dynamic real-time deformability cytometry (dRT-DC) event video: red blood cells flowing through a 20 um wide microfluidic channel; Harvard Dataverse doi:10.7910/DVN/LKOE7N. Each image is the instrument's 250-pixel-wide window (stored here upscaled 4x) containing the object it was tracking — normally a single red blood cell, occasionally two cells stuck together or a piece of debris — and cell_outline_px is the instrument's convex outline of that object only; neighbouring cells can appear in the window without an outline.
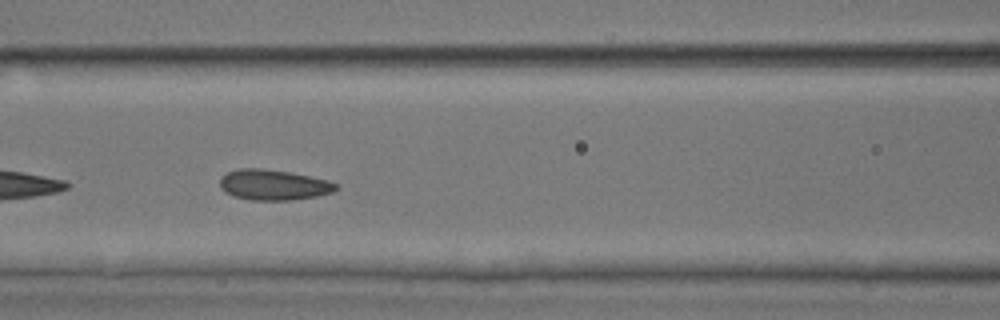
{"species": "common noctule bat (a hibernating species)", "species_latin": "Nyctalus noctula", "temperature_condition": "room temperature", "stored_images_in_passage": 31, "camera_frame_rate_fps": 3000, "um_per_image_px": 0.085, "animal": {"sex": "male", "body_mass_g": 17.9, "forearm_length_mm": 54.2}, "frame": {"image": 1, "passage_image": 22, "time_ms": 7.0, "image_size_px": [1000, 320], "cell_outline_px": [[340, 188], [332, 192], [316, 196], [292, 200], [252, 200], [232, 196], [224, 192], [220, 188], [220, 176], [236, 168], [260, 168], [288, 172], [328, 180], [336, 184]], "centroid_in_image_um": [23.2, 15.71], "position_along_channel_um": 143.4, "area_um2": 20.69}}